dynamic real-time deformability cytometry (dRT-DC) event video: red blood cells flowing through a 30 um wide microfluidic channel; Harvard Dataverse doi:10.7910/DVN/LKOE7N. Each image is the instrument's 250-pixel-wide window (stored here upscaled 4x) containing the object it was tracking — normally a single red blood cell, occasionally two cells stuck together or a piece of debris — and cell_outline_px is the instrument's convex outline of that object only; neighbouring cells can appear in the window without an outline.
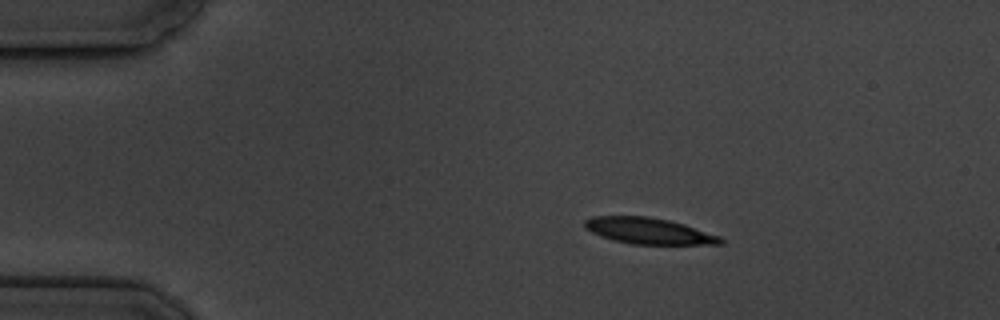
{"species": "common noctule bat (a hibernating species)", "species_latin": "Nyctalus noctula", "temperature_condition": "cold", "stored_images_in_passage": 4, "camera_frame_rate_fps": 3000, "um_per_image_px": 0.085, "animal": {"sex": "male", "body_mass_g": 19.5, "forearm_length_mm": 54.6}, "frame": {"image": 1, "passage_image": 2, "time_ms": 1.333, "image_size_px": [1000, 320], "cell_outline_px": [[724, 244], [632, 244], [612, 240], [600, 236], [584, 228], [584, 220], [592, 216], [648, 216], [668, 220], [684, 224], [720, 236], [724, 240]], "centroid_in_image_um": [55.12, 19.63], "position_along_channel_um": 29.9, "area_um2": 20.75}}